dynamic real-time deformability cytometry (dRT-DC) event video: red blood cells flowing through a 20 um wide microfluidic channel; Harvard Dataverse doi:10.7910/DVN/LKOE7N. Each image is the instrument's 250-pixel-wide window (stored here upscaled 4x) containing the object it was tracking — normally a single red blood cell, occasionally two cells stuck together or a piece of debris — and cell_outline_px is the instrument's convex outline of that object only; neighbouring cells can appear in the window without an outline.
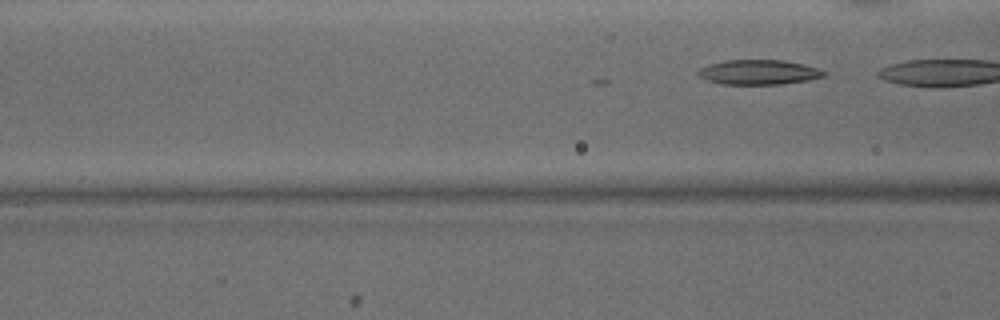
{"species": "common noctule bat (a hibernating species)", "species_latin": "Nyctalus noctula", "temperature_condition": "warm", "stored_images_in_passage": 9, "camera_frame_rate_fps": 3000, "um_per_image_px": 0.085, "animal": {"sex": "male", "body_mass_g": 15.6}, "frame": {"image": 1, "passage_image": 8, "time_ms": 2.333, "image_size_px": [1000, 320], "cell_outline_px": [[828, 76], [808, 80], [780, 84], [720, 84], [708, 80], [700, 76], [696, 72], [700, 68], [708, 64], [724, 60], [784, 60], [804, 64], [820, 68], [828, 72]], "centroid_in_image_um": [64.55, 6.13], "position_along_channel_um": 102.1, "area_um2": 18.38}}